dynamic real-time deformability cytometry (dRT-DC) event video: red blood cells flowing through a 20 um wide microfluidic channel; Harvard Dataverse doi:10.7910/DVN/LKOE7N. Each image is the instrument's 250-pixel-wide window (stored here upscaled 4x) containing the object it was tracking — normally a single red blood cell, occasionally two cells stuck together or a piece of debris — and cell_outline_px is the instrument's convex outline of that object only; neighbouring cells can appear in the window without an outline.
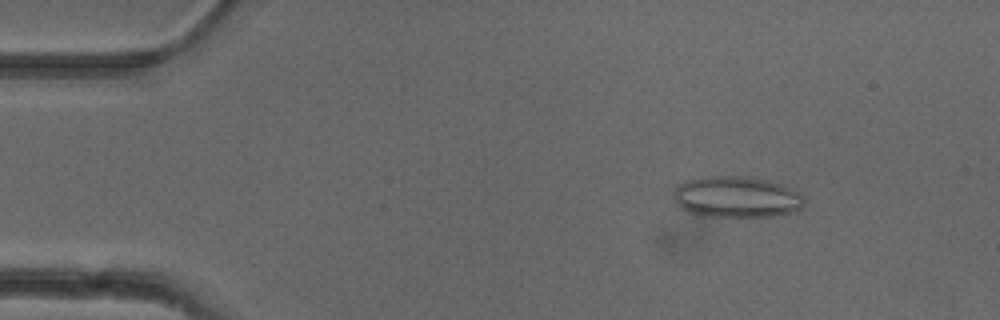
{"species": "common noctule bat (a hibernating species)", "species_latin": "Nyctalus noctula", "temperature_condition": "cold", "stored_images_in_passage": 52, "camera_frame_rate_fps": 3000, "um_per_image_px": 0.085, "animal": {"sex": "female"}, "frame": {"image": 1, "passage_image": 7, "time_ms": 2.0, "image_size_px": [1000, 320], "cell_outline_px": [[804, 204], [796, 212], [772, 216], [704, 216], [692, 212], [676, 204], [676, 188], [680, 184], [688, 180], [708, 176], [740, 176], [768, 180], [780, 184], [800, 192], [804, 196]], "centroid_in_image_um": [62.68, 16.74], "position_along_channel_um": 22.3, "area_um2": 30.98}}
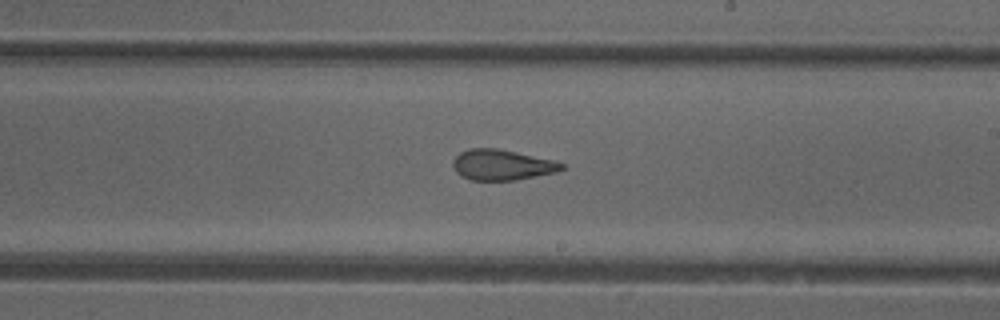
{"frame": {"image": 2, "passage_image": 30, "time_ms": 9.667, "image_size_px": [1000, 320], "cell_outline_px": [[564, 168], [556, 172], [516, 180], [472, 180], [460, 176], [456, 172], [452, 164], [452, 160], [460, 152], [468, 148], [496, 148], [556, 160], [564, 164]], "centroid_in_image_um": [42.65, 14.01], "position_along_channel_um": 246.3, "area_um2": 19.48}}
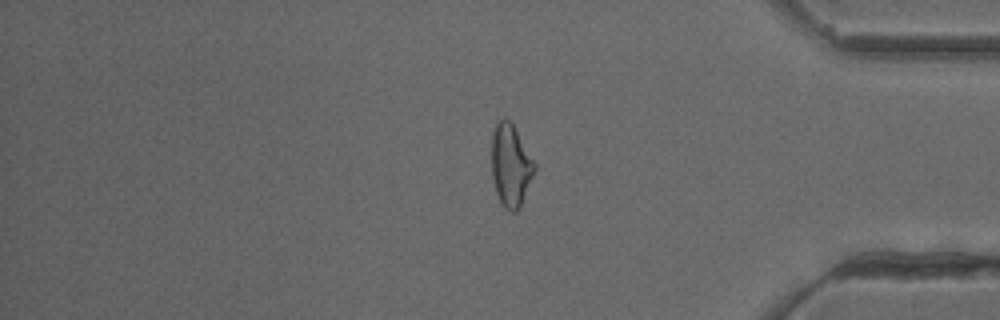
{"frame": {"image": 3, "passage_image": 43, "time_ms": 14.0, "image_size_px": [1000, 320], "cell_outline_px": [[536, 168], [520, 208], [516, 212], [512, 212], [504, 208], [496, 192], [492, 176], [492, 136], [496, 120], [504, 116], [512, 124], [536, 164]], "centroid_in_image_um": [43.4, 14.05], "position_along_channel_um": 391.8, "area_um2": 20.52}, "authors_computed_cell_mechanics": {"area_um2": 21.675, "velocity_mm_per_s": 3.9425, "shape_relaxation_time_tau1_ms": null, "shape_relaxation_time_tau2_ms": 1.8529, "deformation_change_tau1": null, "deformation_change_tau2": 0.1131}}